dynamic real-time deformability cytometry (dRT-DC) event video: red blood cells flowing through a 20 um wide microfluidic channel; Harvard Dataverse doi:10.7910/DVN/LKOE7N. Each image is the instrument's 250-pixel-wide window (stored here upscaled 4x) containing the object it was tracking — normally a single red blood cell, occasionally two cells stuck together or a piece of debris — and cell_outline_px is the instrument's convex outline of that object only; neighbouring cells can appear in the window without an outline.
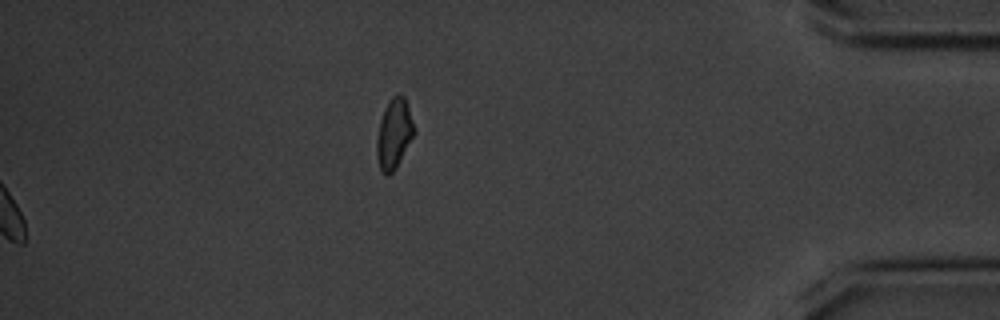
{"species": "common noctule bat (a hibernating species)", "species_latin": "Nyctalus noctula", "temperature_condition": "cold", "stored_images_in_passage": 45, "camera_frame_rate_fps": 3000, "um_per_image_px": 0.085, "animal": {"sex": "male", "body_mass_g": 20.1, "forearm_length_mm": 53.5}, "frame": {"image": 1, "passage_image": 45, "time_ms": 14.667, "image_size_px": [1000, 320], "cell_outline_px": [[416, 132], [396, 168], [388, 176], [384, 176], [380, 168], [376, 156], [376, 140], [380, 120], [384, 108], [388, 100], [392, 96], [400, 92], [404, 96], [416, 128]], "centroid_in_image_um": [33.5, 11.35], "position_along_channel_um": 401.7, "area_um2": 15.61}, "authors_computed_cell_mechanics": {"area_um2": 14.161, "velocity_mm_per_s": 3.5123, "shape_relaxation_time_tau1_ms": 5.1604, "shape_relaxation_time_tau2_ms": null, "deformation_change_tau1": 0.12, "deformation_change_tau2": null}}